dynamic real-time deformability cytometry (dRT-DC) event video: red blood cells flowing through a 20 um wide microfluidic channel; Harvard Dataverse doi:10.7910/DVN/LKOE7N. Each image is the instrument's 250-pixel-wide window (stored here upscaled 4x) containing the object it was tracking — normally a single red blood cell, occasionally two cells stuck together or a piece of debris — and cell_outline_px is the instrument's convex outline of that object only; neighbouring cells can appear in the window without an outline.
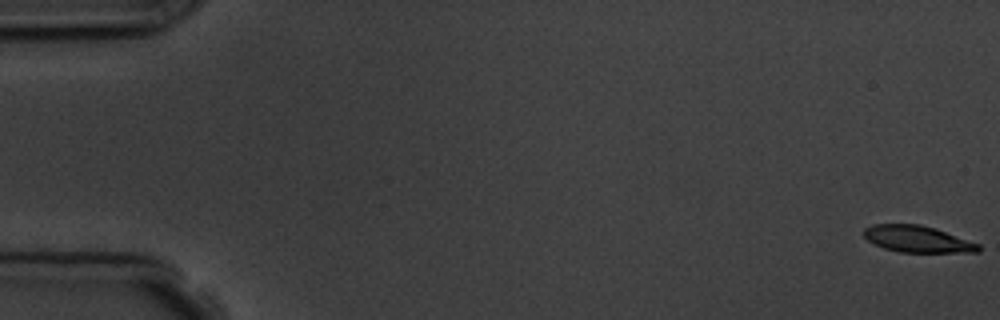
{"species": "common noctule bat (a hibernating species)", "species_latin": "Nyctalus noctula", "temperature_condition": "room temperature", "stored_images_in_passage": 6, "camera_frame_rate_fps": 3000, "um_per_image_px": 0.085, "animal": {"sex": "male", "body_mass_g": 19.5, "forearm_length_mm": 54.6}, "frame": {"image": 1, "passage_image": 1, "time_ms": 0.0, "image_size_px": [1000, 320], "cell_outline_px": [[980, 252], [900, 252], [884, 248], [868, 240], [860, 232], [864, 228], [872, 224], [920, 224], [936, 228], [980, 244]], "centroid_in_image_um": [77.97, 20.31], "position_along_channel_um": 7.0, "area_um2": 17.86}}